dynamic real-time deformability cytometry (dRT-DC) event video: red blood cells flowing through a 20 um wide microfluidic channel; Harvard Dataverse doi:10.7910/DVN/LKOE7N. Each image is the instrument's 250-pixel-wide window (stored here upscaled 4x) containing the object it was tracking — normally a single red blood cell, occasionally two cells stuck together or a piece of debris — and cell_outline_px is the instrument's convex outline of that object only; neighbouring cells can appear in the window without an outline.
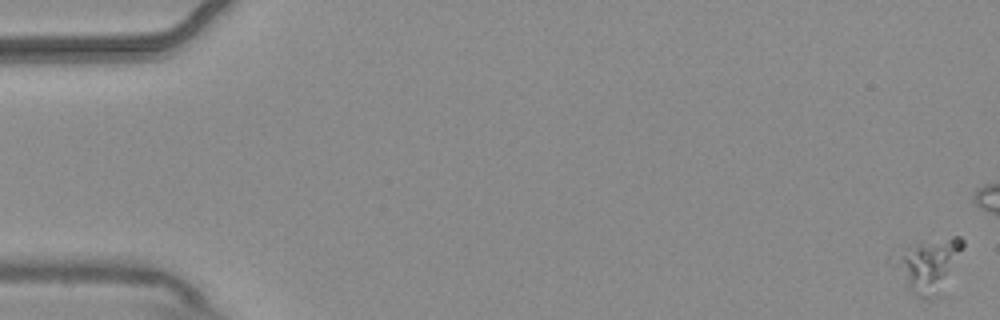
{"species": "common noctule bat (a hibernating species)", "species_latin": "Nyctalus noctula", "temperature_condition": "warm", "stored_images_in_passage": 6, "camera_frame_rate_fps": 3000, "um_per_image_px": 0.085, "animal": {"sex": "male", "body_mass_g": 20.4}, "frame": {"image": 1, "passage_image": 1, "time_ms": 0.0, "image_size_px": [1000, 320], "cell_outline_px": [[964, 248], [936, 296], [924, 300], [908, 288], [888, 260], [892, 248], [952, 236], [960, 236], [964, 240]], "centroid_in_image_um": [78.77, 22.44], "position_along_channel_um": 6.2, "area_um2": 21.68}}